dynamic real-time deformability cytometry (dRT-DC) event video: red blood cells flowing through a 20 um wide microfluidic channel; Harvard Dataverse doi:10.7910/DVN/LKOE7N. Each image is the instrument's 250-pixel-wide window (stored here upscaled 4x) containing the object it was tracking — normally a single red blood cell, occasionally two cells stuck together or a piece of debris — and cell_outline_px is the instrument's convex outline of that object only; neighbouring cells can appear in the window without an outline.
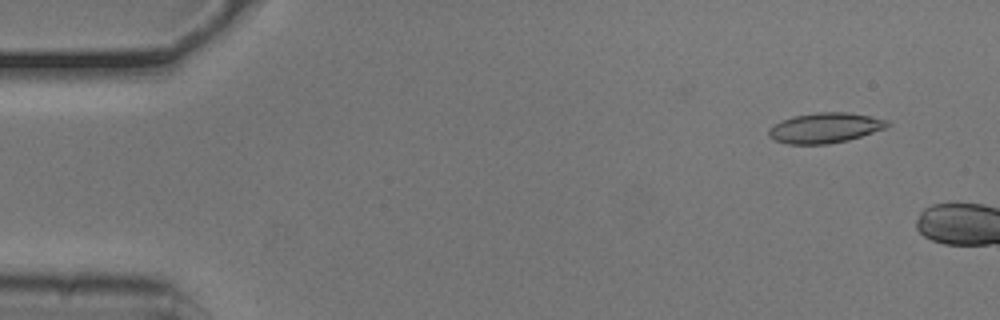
{"species": "common noctule bat (a hibernating species)", "species_latin": "Nyctalus noctula", "temperature_condition": "cold", "stored_images_in_passage": 6, "camera_frame_rate_fps": 3000, "um_per_image_px": 0.085, "animal": {"sex": "male", "body_mass_g": 20.5, "forearm_length_mm": 52.5}, "frame": {"image": 1, "passage_image": 3, "time_ms": 0.667, "image_size_px": [1000, 320], "cell_outline_px": [[892, 124], [888, 128], [848, 140], [828, 144], [788, 144], [776, 140], [768, 136], [768, 128], [780, 120], [792, 116], [816, 112], [848, 112], [888, 120]], "centroid_in_image_um": [70.13, 10.86], "position_along_channel_um": 14.9, "area_um2": 21.1}}